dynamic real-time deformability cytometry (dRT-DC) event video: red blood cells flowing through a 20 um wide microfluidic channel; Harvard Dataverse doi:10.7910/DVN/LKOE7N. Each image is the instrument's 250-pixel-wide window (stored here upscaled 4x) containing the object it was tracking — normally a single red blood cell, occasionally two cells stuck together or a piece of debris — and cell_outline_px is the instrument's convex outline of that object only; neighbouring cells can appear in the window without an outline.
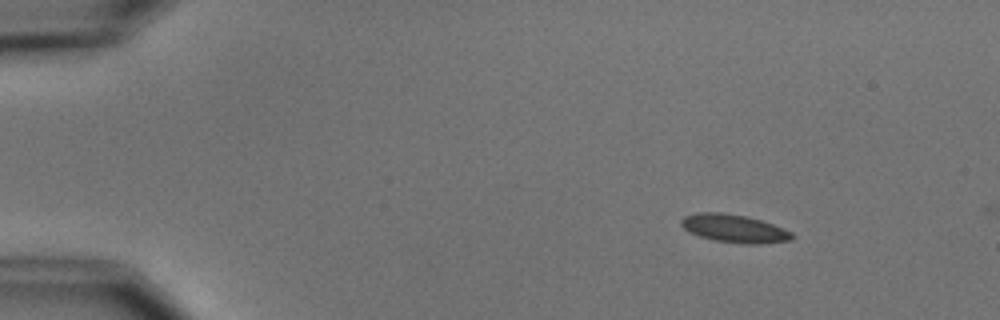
{"species": "common noctule bat (a hibernating species)", "species_latin": "Nyctalus noctula", "temperature_condition": "cold", "stored_images_in_passage": 2, "camera_frame_rate_fps": 3000, "um_per_image_px": 0.085, "animal": {"sex": "male", "body_mass_g": 15.6}, "frame": {"image": 1, "passage_image": 1, "time_ms": 0.0, "image_size_px": [1000, 320], "cell_outline_px": [[796, 236], [792, 240], [760, 244], [748, 244], [716, 240], [700, 236], [688, 232], [680, 224], [680, 220], [684, 216], [696, 212], [720, 212], [744, 216], [760, 220], [784, 228], [792, 232]], "centroid_in_image_um": [62.42, 19.42], "position_along_channel_um": 22.6, "area_um2": 18.09}}